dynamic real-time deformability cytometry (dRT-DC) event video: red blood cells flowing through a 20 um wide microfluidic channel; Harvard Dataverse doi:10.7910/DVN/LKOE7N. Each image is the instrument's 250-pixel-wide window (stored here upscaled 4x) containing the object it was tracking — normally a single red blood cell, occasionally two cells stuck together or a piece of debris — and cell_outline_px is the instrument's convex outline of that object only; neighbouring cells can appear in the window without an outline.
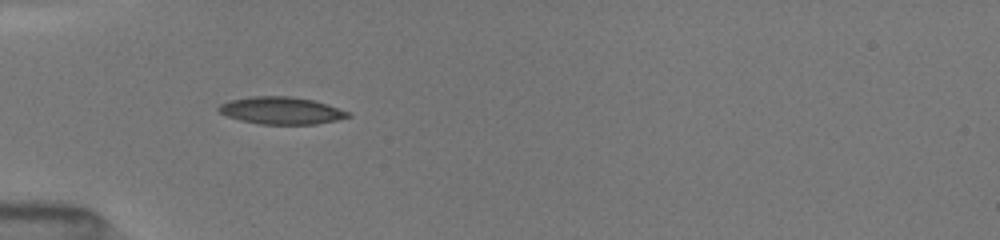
{"species": "common noctule bat (a hibernating species)", "species_latin": "Nyctalus noctula", "temperature_condition": "room temperature", "stored_images_in_passage": 15, "camera_frame_rate_fps": 3000, "um_per_image_px": 0.085, "animal": {"sex": "female", "body_mass_g": 19.5, "forearm_length_mm": 54.1}, "frame": {"image": 1, "passage_image": 11, "time_ms": 5.0, "image_size_px": [1000, 240], "cell_outline_px": [[352, 116], [336, 120], [316, 124], [260, 124], [240, 120], [228, 116], [220, 112], [216, 108], [220, 104], [228, 100], [252, 96], [288, 96], [312, 100], [328, 104], [348, 112]], "centroid_in_image_um": [23.88, 9.39], "position_along_channel_um": 61.1, "area_um2": 20.46}}
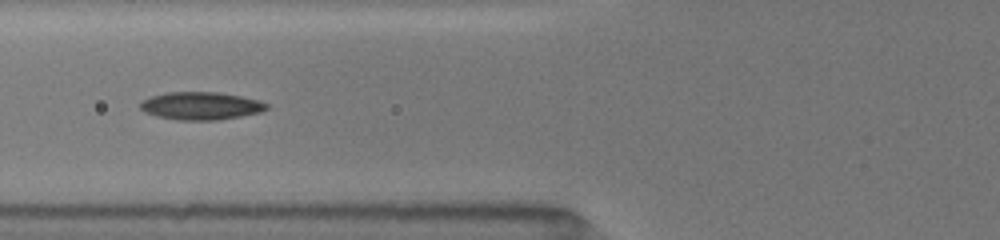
{"frame": {"image": 2, "passage_image": 13, "time_ms": 6.333, "image_size_px": [1000, 240], "cell_outline_px": [[268, 108], [260, 112], [220, 120], [176, 120], [156, 116], [144, 112], [140, 108], [140, 104], [144, 100], [152, 96], [164, 92], [220, 92], [260, 100], [268, 104]], "centroid_in_image_um": [17.07, 9.0], "position_along_channel_um": 108.7, "area_um2": 20.52}}
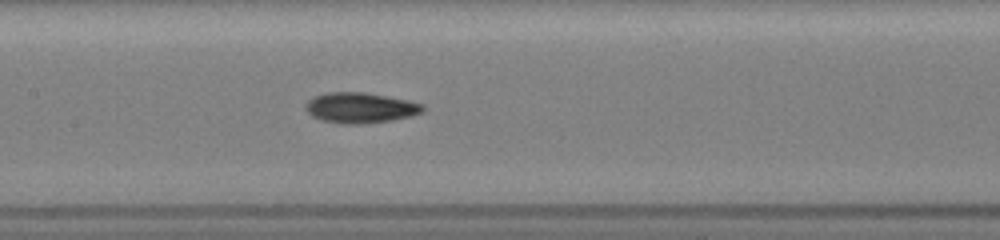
{"frame": {"image": 3, "passage_image": 15, "time_ms": 8.0, "image_size_px": [1000, 240], "cell_outline_px": [[424, 112], [412, 116], [392, 120], [364, 124], [344, 124], [320, 120], [312, 116], [304, 108], [304, 104], [312, 96], [324, 92], [364, 92], [408, 100], [424, 104]], "centroid_in_image_um": [30.6, 9.16], "position_along_channel_um": 176.8, "area_um2": 21.15}}